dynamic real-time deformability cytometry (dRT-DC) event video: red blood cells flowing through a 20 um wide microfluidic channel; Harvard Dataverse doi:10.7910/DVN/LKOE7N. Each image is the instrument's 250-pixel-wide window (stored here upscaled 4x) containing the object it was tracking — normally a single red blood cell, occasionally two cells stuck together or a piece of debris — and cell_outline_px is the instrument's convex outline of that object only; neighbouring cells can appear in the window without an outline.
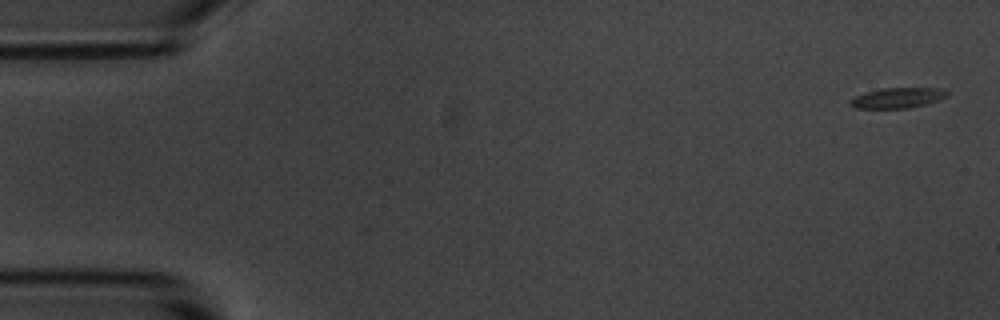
{"species": "common noctule bat (a hibernating species)", "species_latin": "Nyctalus noctula", "temperature_condition": "room temperature", "stored_images_in_passage": 5, "camera_frame_rate_fps": 3000, "um_per_image_px": 0.085, "animal": {"sex": "male", "body_mass_g": 20.1, "forearm_length_mm": 53.5}, "frame": {"image": 1, "passage_image": 1, "time_ms": 0.0, "image_size_px": [1000, 320], "cell_outline_px": [[948, 96], [924, 104], [908, 108], [856, 108], [848, 104], [848, 100], [856, 96], [880, 88], [944, 88], [948, 92]], "centroid_in_image_um": [76.28, 8.31], "position_along_channel_um": 8.7, "area_um2": 11.39}}
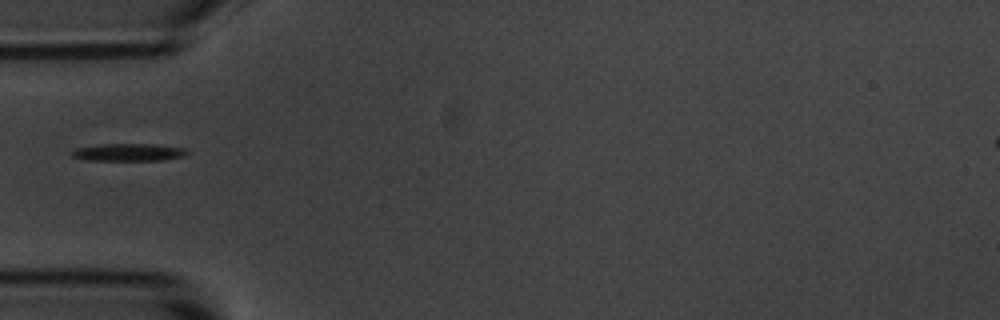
{"frame": {"image": 2, "passage_image": 5, "time_ms": 1.333, "image_size_px": [1000, 320], "cell_outline_px": [[188, 152], [184, 156], [164, 160], [88, 160], [68, 156], [68, 152], [76, 148], [100, 144], [156, 144], [188, 148]], "centroid_in_image_um": [10.9, 12.94], "position_along_channel_um": 74.1, "area_um2": 11.96}}